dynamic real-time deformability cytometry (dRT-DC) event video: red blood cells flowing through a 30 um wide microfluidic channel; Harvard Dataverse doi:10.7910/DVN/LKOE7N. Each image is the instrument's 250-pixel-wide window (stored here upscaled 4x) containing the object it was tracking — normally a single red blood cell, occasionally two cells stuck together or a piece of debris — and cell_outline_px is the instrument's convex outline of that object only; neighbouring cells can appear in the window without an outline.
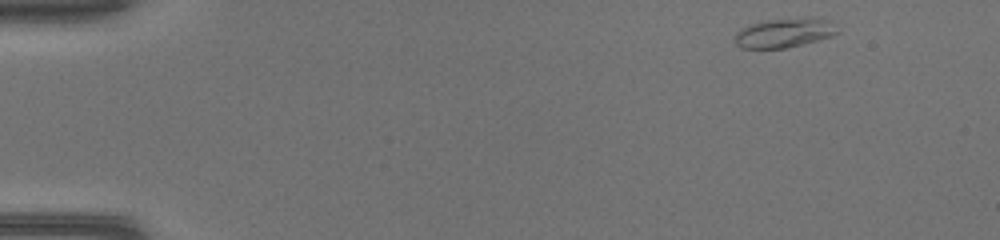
{"species": "common noctule bat (a hibernating species)", "species_latin": "Nyctalus noctula", "temperature_condition": "warm", "stored_images_in_passage": 42, "camera_frame_rate_fps": 3000, "um_per_image_px": 0.085, "animal": {"sex": "female", "body_mass_g": 17.0, "forearm_length_mm": 48.0}, "frame": {"image": 1, "passage_image": 1, "time_ms": 0.0, "image_size_px": [1000, 240], "cell_outline_px": [[840, 32], [832, 36], [788, 48], [740, 48], [736, 44], [736, 32], [740, 28], [748, 24], [768, 20], [812, 16], [824, 20]], "centroid_in_image_um": [66.62, 2.79], "position_along_channel_um": 18.4, "area_um2": 17.46}}
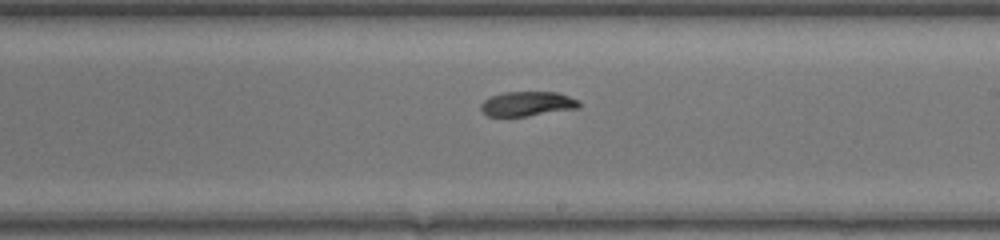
{"frame": {"image": 2, "passage_image": 24, "time_ms": 7.667, "image_size_px": [1000, 240], "cell_outline_px": [[580, 108], [524, 116], [488, 116], [480, 108], [480, 104], [484, 100], [492, 96], [504, 92], [556, 92], [580, 100]], "centroid_in_image_um": [44.84, 8.82], "position_along_channel_um": 244.2, "area_um2": 13.99}}
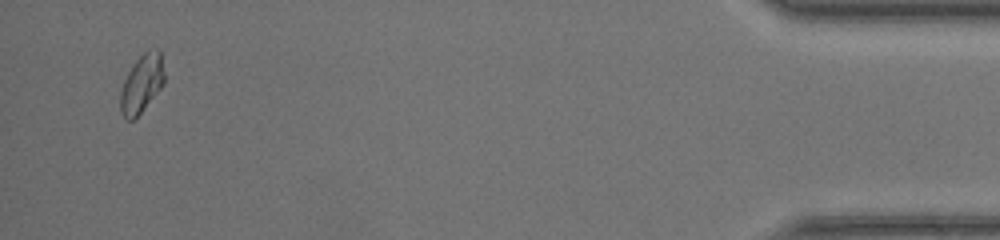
{"frame": {"image": 3, "passage_image": 41, "time_ms": 13.333, "image_size_px": [1000, 240], "cell_outline_px": [[164, 84], [140, 112], [132, 120], [124, 120], [120, 112], [120, 92], [124, 80], [128, 72], [136, 60], [148, 48], [156, 48], [160, 52], [164, 72]], "centroid_in_image_um": [12.03, 7.1], "position_along_channel_um": 423.2, "area_um2": 14.8}}